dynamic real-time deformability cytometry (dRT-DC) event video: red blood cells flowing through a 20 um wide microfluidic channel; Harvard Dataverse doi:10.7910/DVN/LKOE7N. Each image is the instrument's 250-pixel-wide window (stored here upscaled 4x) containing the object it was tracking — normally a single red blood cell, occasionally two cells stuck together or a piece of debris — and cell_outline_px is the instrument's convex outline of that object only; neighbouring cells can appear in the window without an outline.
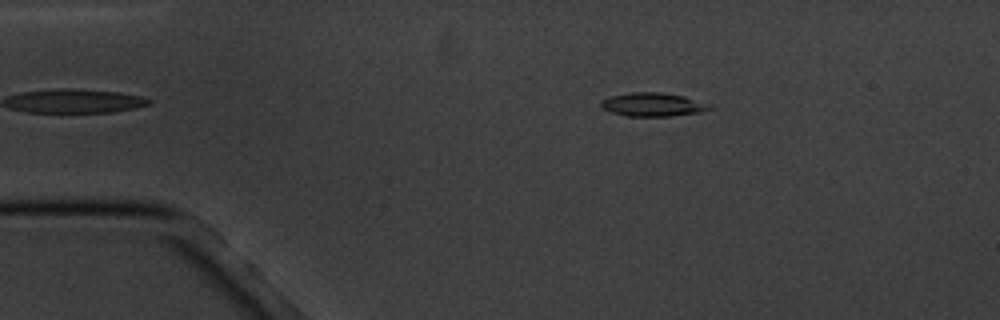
{"species": "common noctule bat (a hibernating species)", "species_latin": "Nyctalus noctula", "temperature_condition": "cold", "stored_images_in_passage": 14, "camera_frame_rate_fps": 3000, "um_per_image_px": 0.085, "animal": {"sex": "male", "body_mass_g": 20.1, "forearm_length_mm": 53.5}, "frame": {"image": 1, "passage_image": 1, "time_ms": 0.0, "image_size_px": [1000, 320], "cell_outline_px": [[712, 108], [700, 112], [668, 116], [628, 116], [612, 112], [604, 108], [600, 104], [600, 100], [612, 96], [628, 92], [660, 92], [684, 96]], "centroid_in_image_um": [55.39, 8.88], "position_along_channel_um": 29.6, "area_um2": 14.45}}
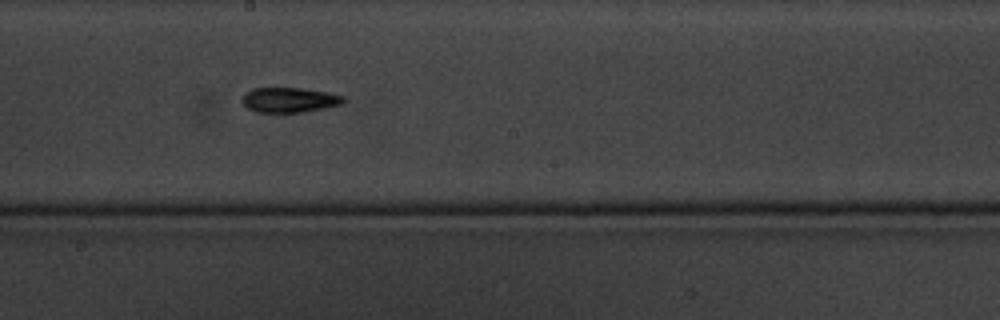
{"frame": {"image": 2, "passage_image": 7, "time_ms": 7.0, "image_size_px": [1000, 320], "cell_outline_px": [[348, 100], [344, 104], [304, 112], [256, 112], [248, 108], [244, 104], [244, 92], [252, 88], [300, 88], [328, 92], [344, 96]], "centroid_in_image_um": [24.66, 8.49], "position_along_channel_um": 223.5, "area_um2": 14.8}}
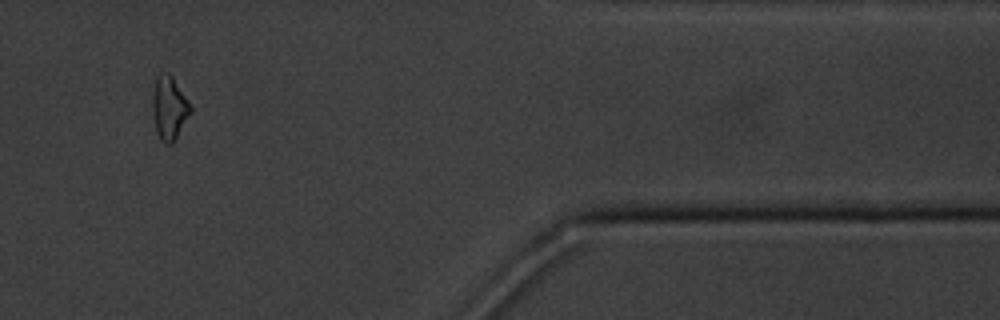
{"frame": {"image": 3, "passage_image": 12, "time_ms": 13.0, "image_size_px": [1000, 320], "cell_outline_px": [[192, 112], [172, 144], [164, 144], [160, 140], [156, 132], [152, 108], [152, 96], [156, 76], [160, 72], [168, 72], [172, 76], [192, 104]], "centroid_in_image_um": [14.39, 9.16], "position_along_channel_um": 397.0, "area_um2": 14.39}, "authors_computed_cell_mechanics": {"area_um2": 14.4211, "velocity_mm_per_s": 3.4462, "shape_relaxation_time_tau1_ms": 5.7277, "shape_relaxation_time_tau2_ms": 3.6422, "deformation_change_tau1": 0.1367, "deformation_change_tau2": 0.1265}}